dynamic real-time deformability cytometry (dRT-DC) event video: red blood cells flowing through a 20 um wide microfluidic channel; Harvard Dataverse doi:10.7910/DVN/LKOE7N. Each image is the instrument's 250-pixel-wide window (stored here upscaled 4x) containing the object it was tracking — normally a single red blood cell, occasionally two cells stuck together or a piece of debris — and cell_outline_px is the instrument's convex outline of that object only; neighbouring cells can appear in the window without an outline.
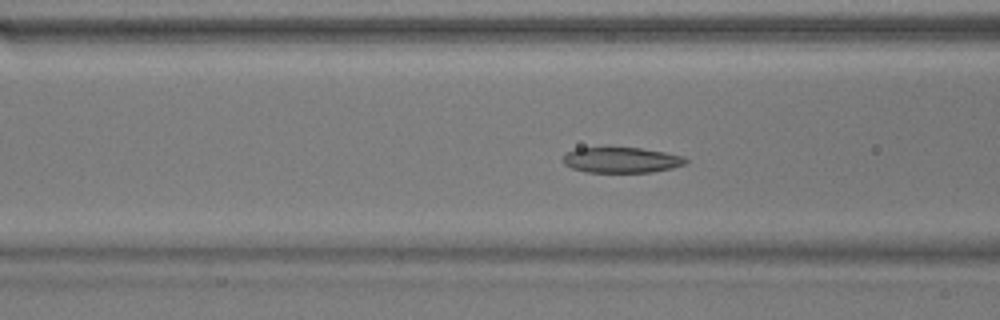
{"species": "common noctule bat (a hibernating species)", "species_latin": "Nyctalus noctula", "temperature_condition": "warm", "stored_images_in_passage": 53, "camera_frame_rate_fps": 3000, "um_per_image_px": 0.085, "animal": {"sex": "male", "body_mass_g": 17.9}, "frame": {"image": 1, "passage_image": 20, "time_ms": 6.333, "image_size_px": [1000, 320], "cell_outline_px": [[688, 160], [684, 164], [672, 168], [652, 172], [588, 172], [572, 168], [564, 164], [564, 156], [568, 152], [576, 148], [608, 144], [640, 148], [664, 152], [684, 156]], "centroid_in_image_um": [52.78, 13.55], "position_along_channel_um": 113.8, "area_um2": 18.96}}
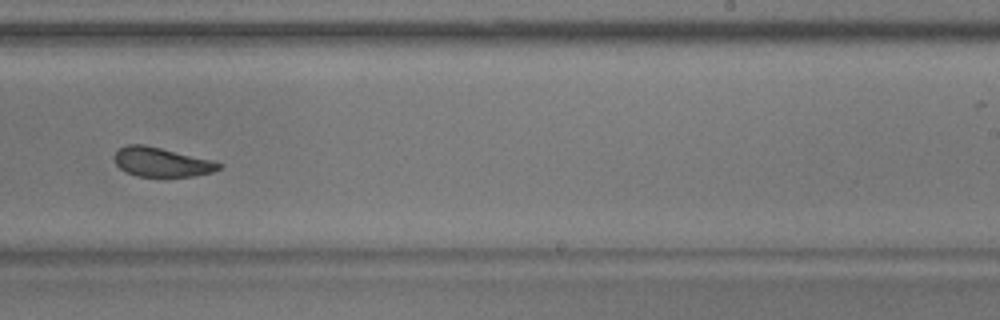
{"frame": {"image": 2, "passage_image": 33, "time_ms": 10.667, "image_size_px": [1000, 320], "cell_outline_px": [[220, 168], [212, 172], [192, 176], [164, 180], [136, 176], [120, 168], [116, 164], [112, 156], [120, 148], [128, 144], [144, 144], [212, 160], [220, 164]], "centroid_in_image_um": [13.7, 13.82], "position_along_channel_um": 275.3, "area_um2": 18.38}}
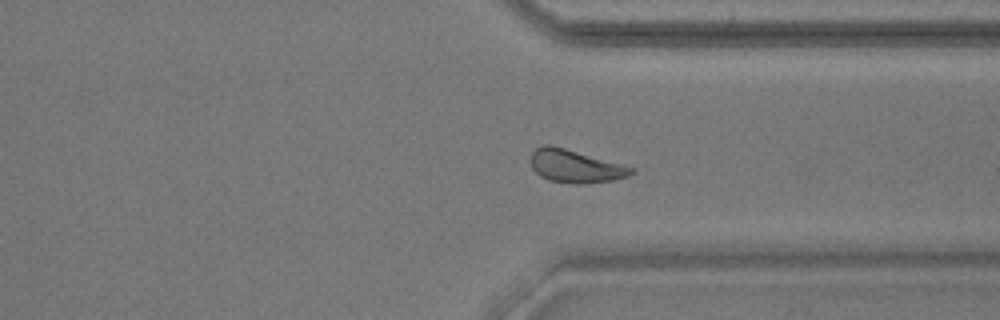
{"frame": {"image": 3, "passage_image": 40, "time_ms": 13.0, "image_size_px": [1000, 320], "cell_outline_px": [[636, 172], [628, 176], [612, 180], [584, 184], [576, 184], [548, 180], [540, 176], [532, 168], [532, 152], [536, 148], [544, 144], [548, 144], [564, 148], [624, 164], [636, 168]], "centroid_in_image_um": [48.95, 14.13], "position_along_channel_um": 362.5, "area_um2": 19.31}, "authors_computed_cell_mechanics": {"area_um2": 19.4786, "velocity_mm_per_s": 3.7277, "shape_relaxation_time_tau1_ms": 4.5704, "shape_relaxation_time_tau2_ms": 2.192, "deformation_change_tau1": 0.1437, "deformation_change_tau2": 0.0885}}